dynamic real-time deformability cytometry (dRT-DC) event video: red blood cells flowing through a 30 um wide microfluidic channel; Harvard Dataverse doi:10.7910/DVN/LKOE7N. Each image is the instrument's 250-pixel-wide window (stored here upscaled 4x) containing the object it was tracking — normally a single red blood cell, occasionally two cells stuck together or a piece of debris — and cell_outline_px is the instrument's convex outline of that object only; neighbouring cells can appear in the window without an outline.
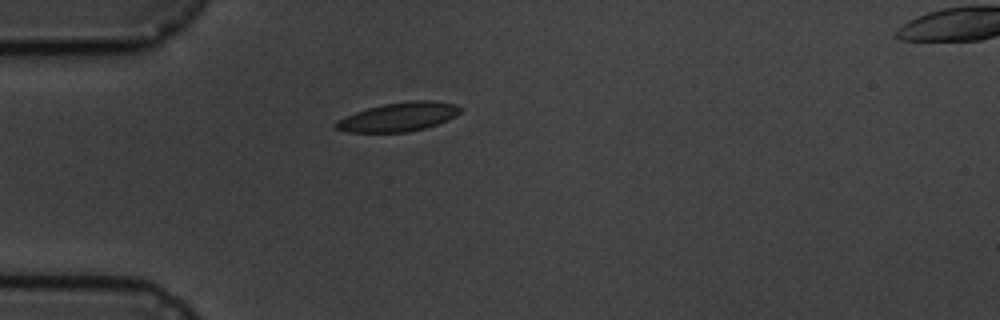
{"species": "common noctule bat (a hibernating species)", "species_latin": "Nyctalus noctula", "temperature_condition": "cold", "stored_images_in_passage": 3, "camera_frame_rate_fps": 3000, "um_per_image_px": 0.085, "animal": {"sex": "male", "body_mass_g": 19.5, "forearm_length_mm": 54.6}, "frame": {"image": 1, "passage_image": 3, "time_ms": 3.333, "image_size_px": [1000, 320], "cell_outline_px": [[464, 108], [456, 116], [448, 120], [424, 128], [408, 132], [348, 132], [336, 128], [332, 124], [356, 112], [368, 108], [384, 104], [412, 100], [436, 100], [456, 104]], "centroid_in_image_um": [33.95, 9.92], "position_along_channel_um": 51.0, "area_um2": 20.87}}